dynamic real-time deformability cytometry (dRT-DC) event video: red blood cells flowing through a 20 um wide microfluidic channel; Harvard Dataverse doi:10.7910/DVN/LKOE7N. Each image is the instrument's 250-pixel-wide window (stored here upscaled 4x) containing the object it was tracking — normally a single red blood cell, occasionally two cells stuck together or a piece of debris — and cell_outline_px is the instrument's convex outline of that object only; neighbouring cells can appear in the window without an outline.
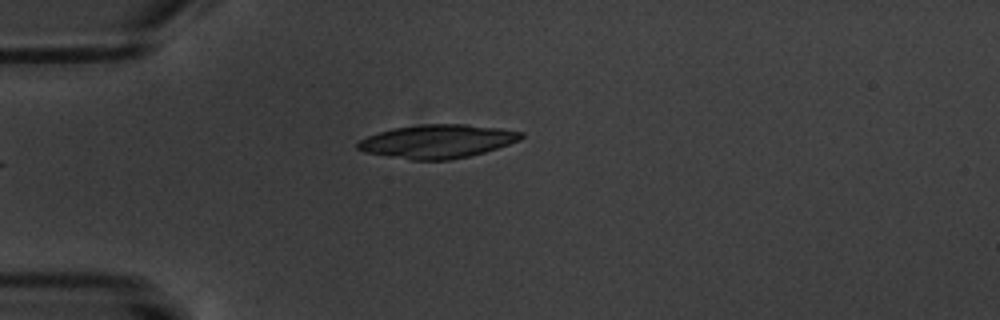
{"species": "common noctule bat (a hibernating species)", "species_latin": "Nyctalus noctula", "temperature_condition": "warm", "stored_images_in_passage": 3, "camera_frame_rate_fps": 3000, "um_per_image_px": 0.085, "animal": {"sex": "male", "body_mass_g": 20.1, "forearm_length_mm": 53.5}, "frame": {"image": 1, "passage_image": 3, "time_ms": 3.333, "image_size_px": [1000, 320], "cell_outline_px": [[524, 136], [520, 140], [484, 152], [468, 156], [448, 160], [412, 160], [364, 152], [356, 148], [356, 144], [360, 140], [368, 136], [392, 128], [420, 124], [468, 124], [500, 128], [524, 132]], "centroid_in_image_um": [37.18, 12.0], "position_along_channel_um": 47.8, "area_um2": 31.85}}